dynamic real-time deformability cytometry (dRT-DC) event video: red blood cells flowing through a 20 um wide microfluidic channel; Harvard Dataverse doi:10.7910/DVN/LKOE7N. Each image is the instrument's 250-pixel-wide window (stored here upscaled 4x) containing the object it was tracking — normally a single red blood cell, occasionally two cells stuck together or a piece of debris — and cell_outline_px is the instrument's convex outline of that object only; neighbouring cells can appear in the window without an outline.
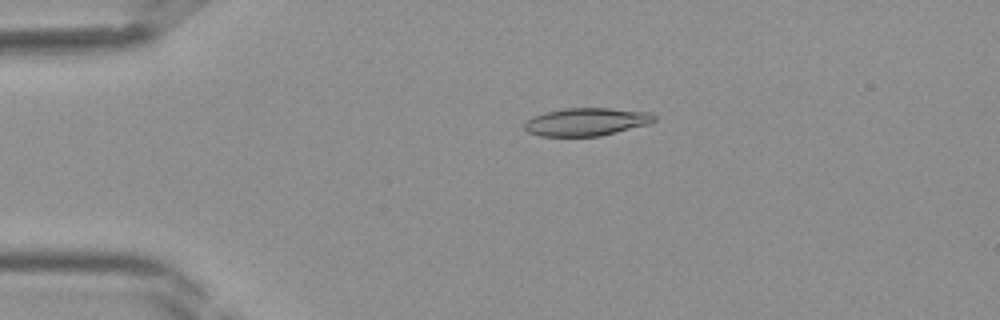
{"species": "Egyptian fruit bat (a non-hibernating species)", "species_latin": "Rousettus aegyptiacus", "temperature_condition": "room temperature", "stored_images_in_passage": 40, "camera_frame_rate_fps": 3000, "um_per_image_px": 0.085, "frame": {"image": 1, "passage_image": 9, "time_ms": 2.667, "image_size_px": [1000, 320], "cell_outline_px": [[656, 120], [648, 124], [600, 136], [540, 136], [528, 132], [524, 128], [524, 124], [532, 116], [544, 112], [564, 108], [608, 108], [648, 112], [656, 116]], "centroid_in_image_um": [49.82, 10.35], "position_along_channel_um": 35.2, "area_um2": 21.04}}
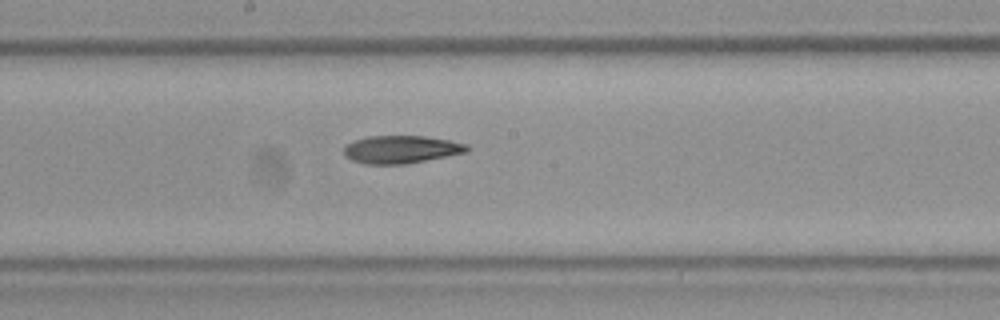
{"frame": {"image": 2, "passage_image": 22, "time_ms": 7.0, "image_size_px": [1000, 320], "cell_outline_px": [[472, 148], [468, 152], [448, 156], [404, 164], [364, 164], [352, 160], [344, 156], [344, 148], [348, 144], [356, 140], [368, 136], [424, 136], [448, 140], [468, 144]], "centroid_in_image_um": [34.13, 12.7], "position_along_channel_um": 214.1, "area_um2": 19.94}}
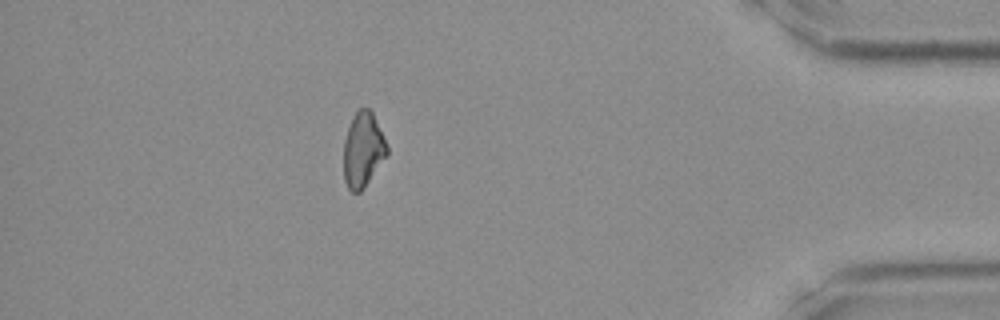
{"frame": {"image": 3, "passage_image": 36, "time_ms": 11.667, "image_size_px": [1000, 320], "cell_outline_px": [[388, 156], [364, 188], [360, 192], [352, 192], [348, 188], [344, 180], [344, 140], [348, 128], [356, 112], [360, 108], [368, 108], [372, 112], [388, 144]], "centroid_in_image_um": [30.88, 12.76], "position_along_channel_um": 404.3, "area_um2": 19.02}}